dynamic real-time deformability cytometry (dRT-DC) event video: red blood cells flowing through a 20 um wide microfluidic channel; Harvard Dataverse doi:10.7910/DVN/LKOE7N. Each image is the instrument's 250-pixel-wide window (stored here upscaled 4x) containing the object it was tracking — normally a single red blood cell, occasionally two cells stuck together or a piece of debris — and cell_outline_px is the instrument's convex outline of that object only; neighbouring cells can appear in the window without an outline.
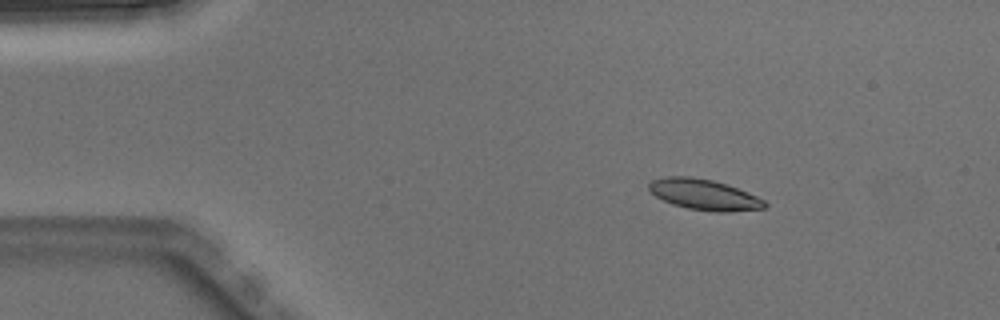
{"species": "Egyptian fruit bat (a non-hibernating species)", "species_latin": "Rousettus aegyptiacus", "temperature_condition": "warm", "stored_images_in_passage": 4, "camera_frame_rate_fps": 3000, "um_per_image_px": 0.085, "animal": {"sex": "male"}, "frame": {"image": 1, "passage_image": 3, "time_ms": 0.667, "image_size_px": [1000, 320], "cell_outline_px": [[768, 204], [764, 208], [728, 212], [716, 212], [688, 208], [672, 204], [656, 196], [648, 188], [648, 184], [652, 180], [664, 176], [692, 176], [712, 180], [748, 192], [764, 200]], "centroid_in_image_um": [59.83, 16.53], "position_along_channel_um": 25.2, "area_um2": 20.58}}
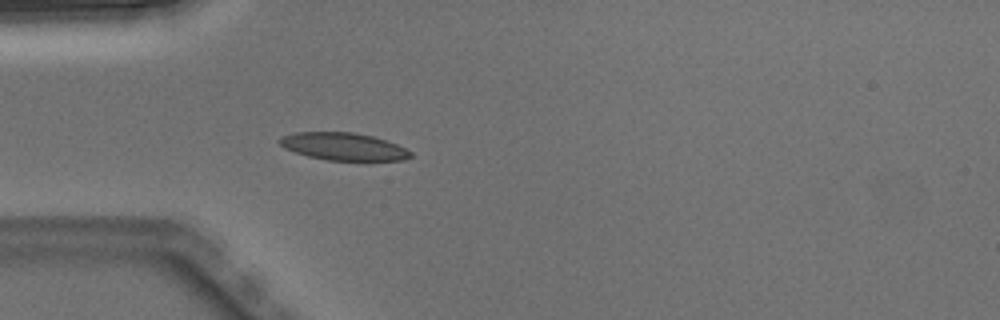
{"frame": {"image": 2, "passage_image": 4, "time_ms": 1.0, "image_size_px": [1000, 320], "cell_outline_px": [[412, 156], [404, 160], [328, 160], [308, 156], [284, 148], [276, 140], [280, 136], [296, 132], [352, 132], [372, 136], [396, 144], [412, 152]], "centroid_in_image_um": [29.15, 12.45], "position_along_channel_um": 55.8, "area_um2": 20.87}}